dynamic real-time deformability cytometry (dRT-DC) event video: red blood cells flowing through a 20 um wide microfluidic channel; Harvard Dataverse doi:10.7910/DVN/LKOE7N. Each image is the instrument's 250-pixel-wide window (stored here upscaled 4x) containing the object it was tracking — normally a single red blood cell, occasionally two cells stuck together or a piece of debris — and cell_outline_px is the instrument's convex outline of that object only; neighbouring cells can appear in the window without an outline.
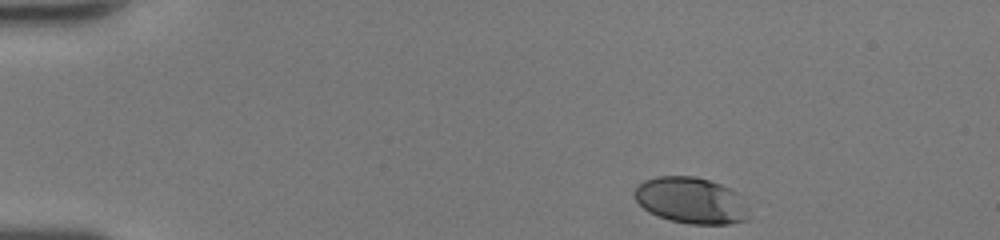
{"species": "human", "species_latin": "Homo sapiens", "temperature_condition": "room temperature", "stored_images_in_passage": 37, "camera_frame_rate_fps": 3000, "um_per_image_px": 0.085, "donor": {"sex": "female"}, "frame": {"image": 1, "passage_image": 1, "time_ms": 0.0, "image_size_px": [1000, 240], "cell_outline_px": [[748, 220], [728, 224], [692, 224], [672, 220], [648, 212], [636, 200], [632, 192], [636, 184], [644, 180], [656, 176], [696, 176], [732, 188], [736, 192]], "centroid_in_image_um": [58.64, 17.01], "position_along_channel_um": 26.4, "area_um2": 30.46}}
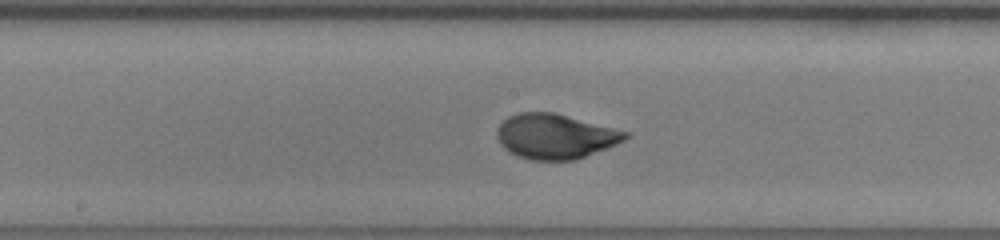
{"frame": {"image": 2, "passage_image": 20, "time_ms": 6.333, "image_size_px": [1000, 240], "cell_outline_px": [[632, 136], [616, 144], [576, 160], [528, 160], [516, 156], [508, 152], [500, 144], [496, 136], [496, 128], [508, 116], [520, 112], [552, 112], [632, 132]], "centroid_in_image_um": [47.19, 11.59], "position_along_channel_um": 201.0, "area_um2": 33.93}}
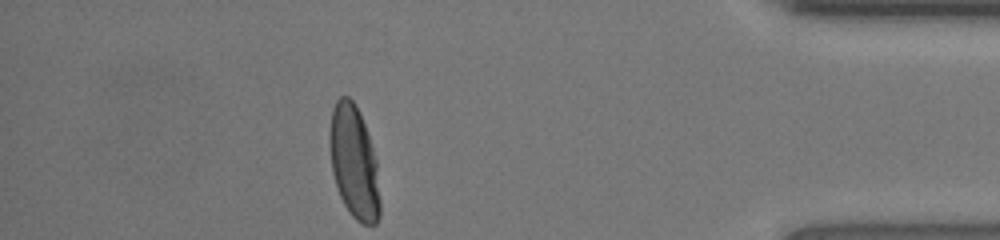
{"frame": {"image": 3, "passage_image": 37, "time_ms": 12.0, "image_size_px": [1000, 240], "cell_outline_px": [[380, 216], [376, 224], [364, 224], [356, 220], [352, 216], [344, 204], [340, 196], [332, 172], [328, 140], [328, 136], [332, 108], [336, 100], [340, 96], [348, 96], [356, 104], [364, 124], [376, 160], [380, 200]], "centroid_in_image_um": [30.07, 13.78], "position_along_channel_um": 405.1, "area_um2": 33.18}, "authors_computed_cell_mechanics": {"area_um2": 32.946, "velocity_mm_per_s": 4.2925, "shape_relaxation_time_tau1_ms": 3.0865, "shape_relaxation_time_tau2_ms": null, "deformation_change_tau1": 0.1787, "deformation_change_tau2": null}}